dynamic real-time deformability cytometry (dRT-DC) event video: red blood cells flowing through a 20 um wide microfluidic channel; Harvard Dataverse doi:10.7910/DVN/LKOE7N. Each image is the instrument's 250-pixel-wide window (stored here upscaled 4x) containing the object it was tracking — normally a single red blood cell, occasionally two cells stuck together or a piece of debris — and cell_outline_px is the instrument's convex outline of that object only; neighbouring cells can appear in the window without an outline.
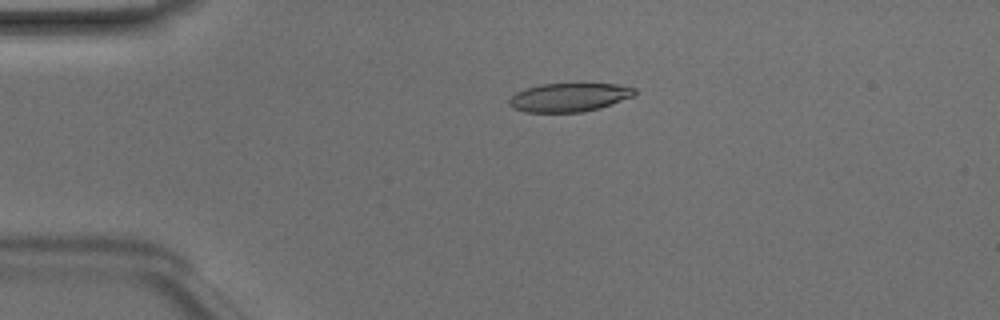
{"species": "Egyptian fruit bat (a non-hibernating species)", "species_latin": "Rousettus aegyptiacus", "temperature_condition": "room temperature", "stored_images_in_passage": 49, "camera_frame_rate_fps": 3000, "um_per_image_px": 0.085, "animal": {"sex": "male"}, "frame": {"image": 1, "passage_image": 11, "time_ms": 3.333, "image_size_px": [1000, 320], "cell_outline_px": [[636, 92], [632, 96], [600, 108], [584, 112], [524, 112], [512, 108], [508, 104], [508, 100], [516, 92], [524, 88], [540, 84], [580, 80], [584, 80], [616, 84], [636, 88]], "centroid_in_image_um": [48.37, 8.21], "position_along_channel_um": 36.6, "area_um2": 22.08}}
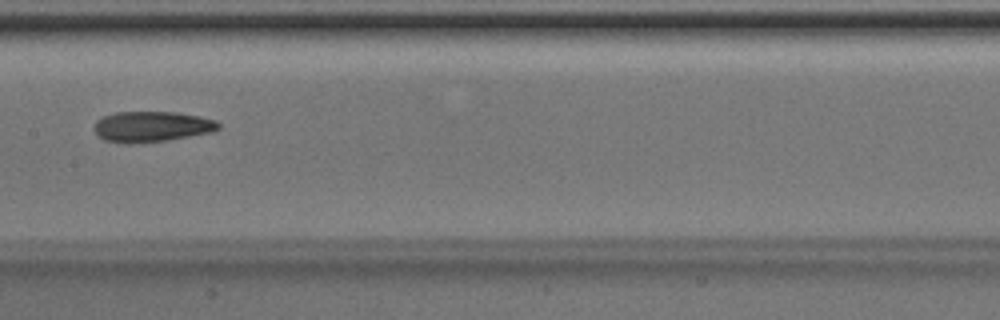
{"frame": {"image": 2, "passage_image": 25, "time_ms": 8.0, "image_size_px": [1000, 320], "cell_outline_px": [[220, 128], [212, 132], [168, 140], [132, 144], [124, 144], [104, 140], [96, 136], [96, 120], [104, 116], [116, 112], [176, 112], [200, 116], [216, 120], [220, 124]], "centroid_in_image_um": [12.9, 10.77], "position_along_channel_um": 194.5, "area_um2": 22.31}}
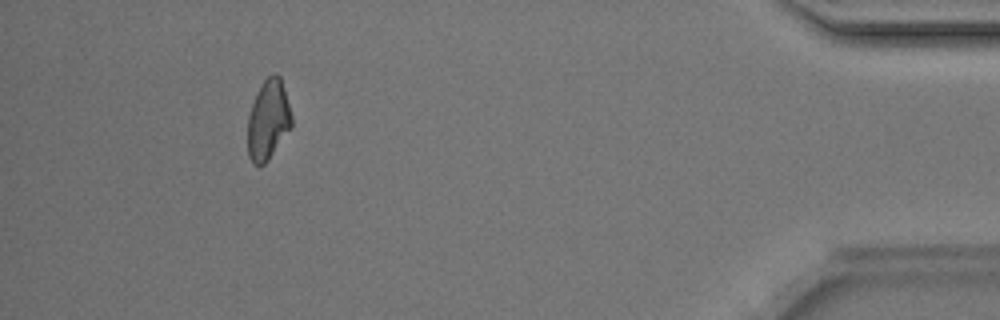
{"frame": {"image": 3, "passage_image": 45, "time_ms": 14.667, "image_size_px": [1000, 320], "cell_outline_px": [[292, 128], [268, 160], [260, 168], [252, 164], [248, 156], [248, 116], [252, 104], [264, 80], [272, 72], [276, 72], [280, 76], [292, 116]], "centroid_in_image_um": [22.8, 10.24], "position_along_channel_um": 412.4, "area_um2": 20.58}, "authors_computed_cell_mechanics": {"area_um2": 21.5016, "velocity_mm_per_s": 4.1667, "shape_relaxation_time_tau1_ms": 3.8911, "shape_relaxation_time_tau2_ms": 3.5866, "deformation_change_tau1": 0.162, "deformation_change_tau2": 0.1297}}